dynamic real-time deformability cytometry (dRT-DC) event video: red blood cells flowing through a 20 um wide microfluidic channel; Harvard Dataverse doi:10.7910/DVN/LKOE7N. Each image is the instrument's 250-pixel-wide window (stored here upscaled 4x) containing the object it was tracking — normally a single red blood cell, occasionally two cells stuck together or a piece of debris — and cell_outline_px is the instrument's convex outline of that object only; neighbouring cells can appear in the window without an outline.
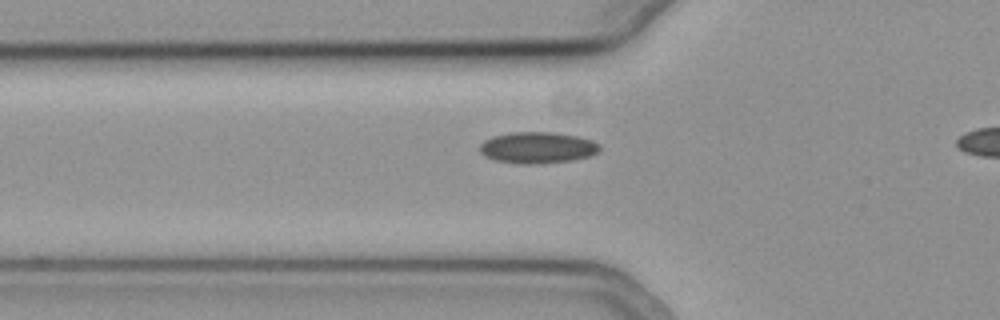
{"species": "common noctule bat (a hibernating species)", "species_latin": "Nyctalus noctula", "temperature_condition": "cold", "stored_images_in_passage": 42, "camera_frame_rate_fps": 3000, "um_per_image_px": 0.085, "animal": {"sex": "female", "body_mass_g": 19.3, "forearm_length_mm": 54.1}, "frame": {"image": 1, "passage_image": 13, "time_ms": 4.0, "image_size_px": [1000, 320], "cell_outline_px": [[600, 148], [596, 152], [588, 156], [572, 160], [540, 164], [524, 164], [496, 160], [484, 156], [480, 152], [480, 144], [484, 140], [492, 136], [512, 132], [552, 132], [576, 136], [592, 140], [600, 144]], "centroid_in_image_um": [45.66, 12.54], "position_along_channel_um": 80.1, "area_um2": 21.85}}
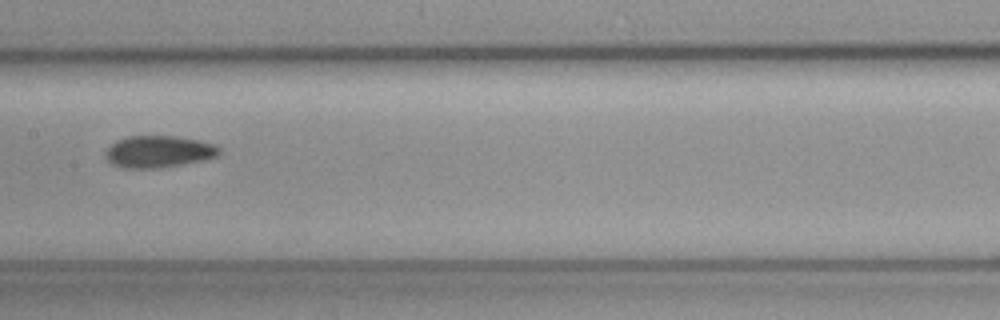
{"frame": {"image": 2, "passage_image": 22, "time_ms": 7.0, "image_size_px": [1000, 320], "cell_outline_px": [[220, 152], [216, 156], [204, 160], [160, 168], [124, 168], [112, 164], [104, 156], [104, 152], [116, 140], [128, 136], [176, 136], [216, 144], [220, 148]], "centroid_in_image_um": [13.46, 12.89], "position_along_channel_um": 193.9, "area_um2": 21.15}}
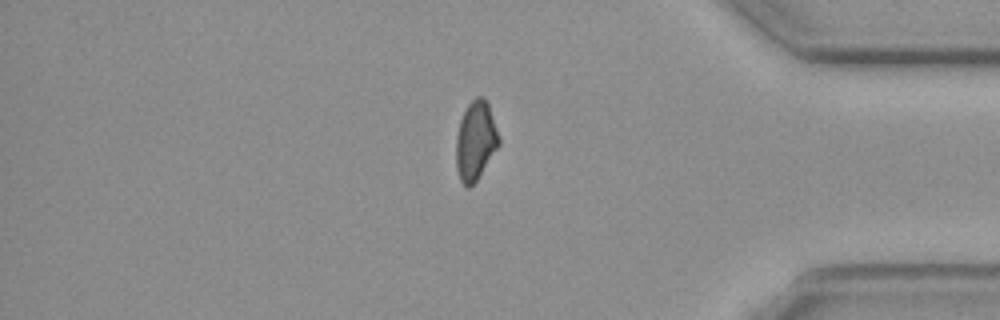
{"frame": {"image": 3, "passage_image": 40, "time_ms": 13.0, "image_size_px": [1000, 320], "cell_outline_px": [[500, 144], [476, 180], [468, 188], [460, 180], [456, 168], [456, 136], [460, 120], [468, 104], [476, 96], [484, 96], [488, 104], [500, 140]], "centroid_in_image_um": [40.41, 11.95], "position_along_channel_um": 394.8, "area_um2": 19.42}, "authors_computed_cell_mechanics": {"area_um2": 20.6346, "velocity_mm_per_s": 3.7801, "shape_relaxation_time_tau1_ms": null, "shape_relaxation_time_tau2_ms": 6.4961, "deformation_change_tau1": null, "deformation_change_tau2": 0.1287}}